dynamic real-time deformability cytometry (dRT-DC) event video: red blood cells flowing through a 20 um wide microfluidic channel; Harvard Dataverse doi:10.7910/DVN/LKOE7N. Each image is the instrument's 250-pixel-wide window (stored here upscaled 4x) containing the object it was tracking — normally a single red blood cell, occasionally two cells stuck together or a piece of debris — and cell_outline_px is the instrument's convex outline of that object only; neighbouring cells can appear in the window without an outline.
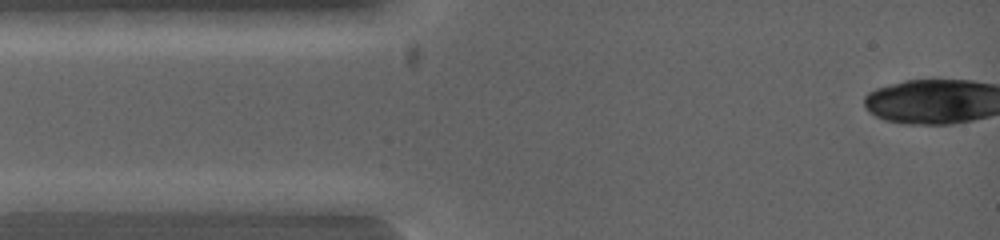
{"species": "common noctule bat (a hibernating species)", "species_latin": "Nyctalus noctula", "temperature_condition": "warm", "stored_images_in_passage": 2, "camera_frame_rate_fps": 5000, "um_per_image_px": 0.085, "animal": {"sex": "female", "body_mass_g": 19.0, "forearm_length_mm": 53.3}, "frame": {"image": 1, "passage_image": 1, "time_ms": 0.0, "image_size_px": [1000, 240], "cell_outline_px": [[128, 200], [92, 212], [36, 212], [20, 200], [76, 192], [80, 192]], "centroid_in_image_um": [6.07, 17.24], "position_along_channel_um": 78.9, "area_um2": 10.35}}